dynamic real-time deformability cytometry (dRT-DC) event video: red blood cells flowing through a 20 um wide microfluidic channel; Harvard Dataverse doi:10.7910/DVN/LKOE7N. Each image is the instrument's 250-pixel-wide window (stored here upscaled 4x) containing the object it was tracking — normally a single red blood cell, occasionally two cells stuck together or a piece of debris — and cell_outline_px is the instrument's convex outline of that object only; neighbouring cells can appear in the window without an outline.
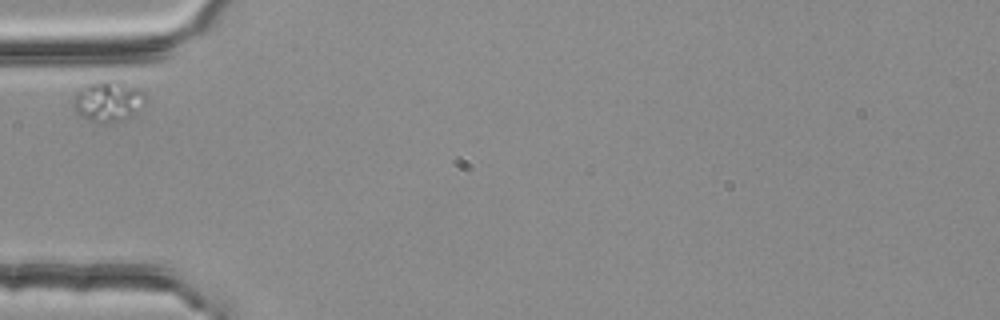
{"species": "common noctule bat (a hibernating species)", "species_latin": "Nyctalus noctula", "temperature_condition": "room temperature", "stored_images_in_passage": 1, "camera_frame_rate_fps": 3000, "um_per_image_px": 0.085, "animal": {"sex": "female", "body_mass_g": 25.1}, "frame": {"image": 1, "passage_image": 1, "time_ms": 0.0, "image_size_px": [1000, 320], "cell_outline_px": [[148, 96], [132, 116], [100, 124], [96, 124], [80, 116], [76, 112], [76, 92], [88, 84], [104, 80], [124, 80], [144, 92]], "centroid_in_image_um": [9.23, 8.58], "position_along_channel_um": 75.8, "area_um2": 16.94}}